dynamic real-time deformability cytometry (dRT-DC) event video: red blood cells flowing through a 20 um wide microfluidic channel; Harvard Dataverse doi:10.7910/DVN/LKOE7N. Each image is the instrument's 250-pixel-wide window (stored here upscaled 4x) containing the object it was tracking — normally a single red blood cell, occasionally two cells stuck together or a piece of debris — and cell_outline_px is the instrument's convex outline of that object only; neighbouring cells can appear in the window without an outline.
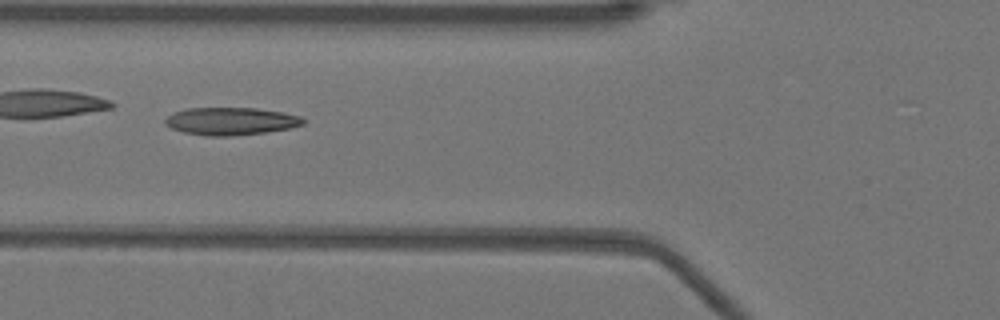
{"species": "Egyptian fruit bat (a non-hibernating species)", "species_latin": "Rousettus aegyptiacus", "temperature_condition": "warm", "stored_images_in_passage": 42, "camera_frame_rate_fps": 3000, "um_per_image_px": 0.085, "animal": {"sex": "female"}, "frame": {"image": 1, "passage_image": 19, "time_ms": 6.0, "image_size_px": [1000, 320], "cell_outline_px": [[304, 124], [292, 128], [264, 132], [232, 136], [208, 136], [184, 132], [172, 128], [164, 124], [164, 120], [172, 112], [188, 108], [256, 108], [284, 112], [300, 116], [304, 120]], "centroid_in_image_um": [19.62, 10.3], "position_along_channel_um": 106.2, "area_um2": 22.25}, "authors_computed_cell_mechanics": {"area_um2": 22.2241, "velocity_mm_per_s": 3.9504, "shape_relaxation_time_tau1_ms": null, "shape_relaxation_time_tau2_ms": 2.1441, "deformation_change_tau1": null, "deformation_change_tau2": 0.1017}}